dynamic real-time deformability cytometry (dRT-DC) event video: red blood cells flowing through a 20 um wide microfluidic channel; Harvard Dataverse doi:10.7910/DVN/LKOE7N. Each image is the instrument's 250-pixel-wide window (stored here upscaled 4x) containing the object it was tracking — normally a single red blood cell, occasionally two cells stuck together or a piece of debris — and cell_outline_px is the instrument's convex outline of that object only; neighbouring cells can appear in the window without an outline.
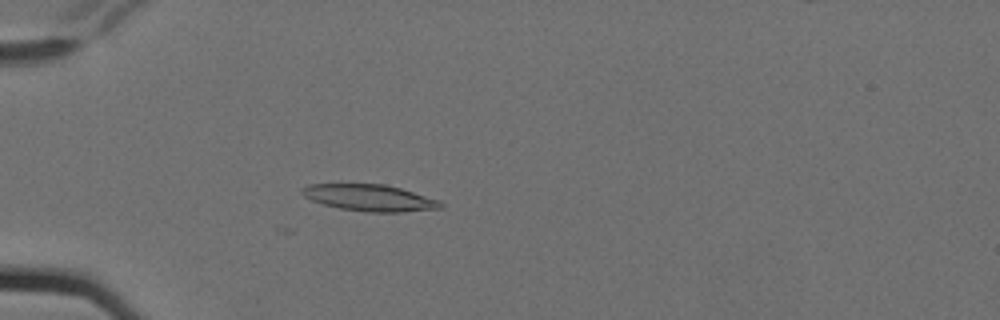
{"species": "Egyptian fruit bat (a non-hibernating species)", "species_latin": "Rousettus aegyptiacus", "temperature_condition": "cold", "stored_images_in_passage": 5, "camera_frame_rate_fps": 3000, "um_per_image_px": 0.085, "animal": {"sex": "female"}, "frame": {"image": 1, "passage_image": 5, "time_ms": 1.333, "image_size_px": [1000, 320], "cell_outline_px": [[444, 208], [400, 212], [368, 212], [340, 208], [324, 204], [312, 200], [304, 196], [300, 192], [300, 188], [308, 184], [384, 184], [400, 188], [440, 200], [444, 204]], "centroid_in_image_um": [31.43, 16.81], "position_along_channel_um": 53.6, "area_um2": 21.44}}